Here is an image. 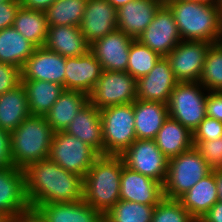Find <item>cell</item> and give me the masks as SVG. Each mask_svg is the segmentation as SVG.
<instances>
[{
	"label": "cell",
	"mask_w": 222,
	"mask_h": 222,
	"mask_svg": "<svg viewBox=\"0 0 222 222\" xmlns=\"http://www.w3.org/2000/svg\"><path fill=\"white\" fill-rule=\"evenodd\" d=\"M29 206L83 200V178L64 170L49 158L23 169Z\"/></svg>",
	"instance_id": "6da1fadb"
},
{
	"label": "cell",
	"mask_w": 222,
	"mask_h": 222,
	"mask_svg": "<svg viewBox=\"0 0 222 222\" xmlns=\"http://www.w3.org/2000/svg\"><path fill=\"white\" fill-rule=\"evenodd\" d=\"M166 5L174 15L182 40L222 41V15L215 0H172Z\"/></svg>",
	"instance_id": "7a4b0ae2"
},
{
	"label": "cell",
	"mask_w": 222,
	"mask_h": 222,
	"mask_svg": "<svg viewBox=\"0 0 222 222\" xmlns=\"http://www.w3.org/2000/svg\"><path fill=\"white\" fill-rule=\"evenodd\" d=\"M123 159L101 155L83 178V200L105 215L120 201V180Z\"/></svg>",
	"instance_id": "3957f363"
},
{
	"label": "cell",
	"mask_w": 222,
	"mask_h": 222,
	"mask_svg": "<svg viewBox=\"0 0 222 222\" xmlns=\"http://www.w3.org/2000/svg\"><path fill=\"white\" fill-rule=\"evenodd\" d=\"M54 133L45 116L27 117L10 133L14 166L23 170L29 164L48 158Z\"/></svg>",
	"instance_id": "277c9868"
},
{
	"label": "cell",
	"mask_w": 222,
	"mask_h": 222,
	"mask_svg": "<svg viewBox=\"0 0 222 222\" xmlns=\"http://www.w3.org/2000/svg\"><path fill=\"white\" fill-rule=\"evenodd\" d=\"M212 171L194 146L169 159L163 184L164 198L178 199Z\"/></svg>",
	"instance_id": "5b68a950"
},
{
	"label": "cell",
	"mask_w": 222,
	"mask_h": 222,
	"mask_svg": "<svg viewBox=\"0 0 222 222\" xmlns=\"http://www.w3.org/2000/svg\"><path fill=\"white\" fill-rule=\"evenodd\" d=\"M104 155L120 156L137 138L133 103L100 110Z\"/></svg>",
	"instance_id": "8992f818"
},
{
	"label": "cell",
	"mask_w": 222,
	"mask_h": 222,
	"mask_svg": "<svg viewBox=\"0 0 222 222\" xmlns=\"http://www.w3.org/2000/svg\"><path fill=\"white\" fill-rule=\"evenodd\" d=\"M207 95L199 82H178L167 104L169 117L193 133L206 117Z\"/></svg>",
	"instance_id": "52a82bcc"
},
{
	"label": "cell",
	"mask_w": 222,
	"mask_h": 222,
	"mask_svg": "<svg viewBox=\"0 0 222 222\" xmlns=\"http://www.w3.org/2000/svg\"><path fill=\"white\" fill-rule=\"evenodd\" d=\"M100 156L82 140L60 131L54 133L48 158L64 170L84 178Z\"/></svg>",
	"instance_id": "ba28073f"
},
{
	"label": "cell",
	"mask_w": 222,
	"mask_h": 222,
	"mask_svg": "<svg viewBox=\"0 0 222 222\" xmlns=\"http://www.w3.org/2000/svg\"><path fill=\"white\" fill-rule=\"evenodd\" d=\"M88 98L99 110L134 103L137 99V80L128 72L103 70Z\"/></svg>",
	"instance_id": "9c48e42d"
},
{
	"label": "cell",
	"mask_w": 222,
	"mask_h": 222,
	"mask_svg": "<svg viewBox=\"0 0 222 222\" xmlns=\"http://www.w3.org/2000/svg\"><path fill=\"white\" fill-rule=\"evenodd\" d=\"M120 157L129 169L164 184L169 159L158 148L155 139H136Z\"/></svg>",
	"instance_id": "30bf717a"
},
{
	"label": "cell",
	"mask_w": 222,
	"mask_h": 222,
	"mask_svg": "<svg viewBox=\"0 0 222 222\" xmlns=\"http://www.w3.org/2000/svg\"><path fill=\"white\" fill-rule=\"evenodd\" d=\"M211 43L182 40L166 56L177 82H199Z\"/></svg>",
	"instance_id": "8fae6325"
},
{
	"label": "cell",
	"mask_w": 222,
	"mask_h": 222,
	"mask_svg": "<svg viewBox=\"0 0 222 222\" xmlns=\"http://www.w3.org/2000/svg\"><path fill=\"white\" fill-rule=\"evenodd\" d=\"M137 40L161 57H166L182 41L174 15L166 4L157 10L154 19Z\"/></svg>",
	"instance_id": "7c38bea8"
},
{
	"label": "cell",
	"mask_w": 222,
	"mask_h": 222,
	"mask_svg": "<svg viewBox=\"0 0 222 222\" xmlns=\"http://www.w3.org/2000/svg\"><path fill=\"white\" fill-rule=\"evenodd\" d=\"M133 40L117 29L90 44L89 51L101 63L104 71L126 72Z\"/></svg>",
	"instance_id": "4fadbf2b"
},
{
	"label": "cell",
	"mask_w": 222,
	"mask_h": 222,
	"mask_svg": "<svg viewBox=\"0 0 222 222\" xmlns=\"http://www.w3.org/2000/svg\"><path fill=\"white\" fill-rule=\"evenodd\" d=\"M65 72L66 57L44 46L36 47L21 68V80L54 82L64 86L65 89Z\"/></svg>",
	"instance_id": "5bb4252c"
},
{
	"label": "cell",
	"mask_w": 222,
	"mask_h": 222,
	"mask_svg": "<svg viewBox=\"0 0 222 222\" xmlns=\"http://www.w3.org/2000/svg\"><path fill=\"white\" fill-rule=\"evenodd\" d=\"M177 83L169 60L161 57L146 76L137 80V99L168 104Z\"/></svg>",
	"instance_id": "9a60e30c"
},
{
	"label": "cell",
	"mask_w": 222,
	"mask_h": 222,
	"mask_svg": "<svg viewBox=\"0 0 222 222\" xmlns=\"http://www.w3.org/2000/svg\"><path fill=\"white\" fill-rule=\"evenodd\" d=\"M88 44L117 30V10L108 0H87L79 26Z\"/></svg>",
	"instance_id": "2e32d148"
},
{
	"label": "cell",
	"mask_w": 222,
	"mask_h": 222,
	"mask_svg": "<svg viewBox=\"0 0 222 222\" xmlns=\"http://www.w3.org/2000/svg\"><path fill=\"white\" fill-rule=\"evenodd\" d=\"M163 198V184L123 165L120 180V200L157 205Z\"/></svg>",
	"instance_id": "e0dca14e"
},
{
	"label": "cell",
	"mask_w": 222,
	"mask_h": 222,
	"mask_svg": "<svg viewBox=\"0 0 222 222\" xmlns=\"http://www.w3.org/2000/svg\"><path fill=\"white\" fill-rule=\"evenodd\" d=\"M28 207L23 170L0 169V216L8 220Z\"/></svg>",
	"instance_id": "ac0fdd59"
},
{
	"label": "cell",
	"mask_w": 222,
	"mask_h": 222,
	"mask_svg": "<svg viewBox=\"0 0 222 222\" xmlns=\"http://www.w3.org/2000/svg\"><path fill=\"white\" fill-rule=\"evenodd\" d=\"M102 71L101 63L90 51L80 57L66 58L65 90L89 95Z\"/></svg>",
	"instance_id": "d6986e66"
},
{
	"label": "cell",
	"mask_w": 222,
	"mask_h": 222,
	"mask_svg": "<svg viewBox=\"0 0 222 222\" xmlns=\"http://www.w3.org/2000/svg\"><path fill=\"white\" fill-rule=\"evenodd\" d=\"M158 0H133L117 9V28L133 39L144 32L162 6Z\"/></svg>",
	"instance_id": "ffe728a7"
},
{
	"label": "cell",
	"mask_w": 222,
	"mask_h": 222,
	"mask_svg": "<svg viewBox=\"0 0 222 222\" xmlns=\"http://www.w3.org/2000/svg\"><path fill=\"white\" fill-rule=\"evenodd\" d=\"M66 133L72 135L104 155V142L100 110L88 102L68 125Z\"/></svg>",
	"instance_id": "44dd1931"
},
{
	"label": "cell",
	"mask_w": 222,
	"mask_h": 222,
	"mask_svg": "<svg viewBox=\"0 0 222 222\" xmlns=\"http://www.w3.org/2000/svg\"><path fill=\"white\" fill-rule=\"evenodd\" d=\"M177 200L196 221H200L210 208L219 201L216 169L202 178Z\"/></svg>",
	"instance_id": "7402d4cb"
},
{
	"label": "cell",
	"mask_w": 222,
	"mask_h": 222,
	"mask_svg": "<svg viewBox=\"0 0 222 222\" xmlns=\"http://www.w3.org/2000/svg\"><path fill=\"white\" fill-rule=\"evenodd\" d=\"M44 47L63 57H80L89 51L90 45L79 26H49Z\"/></svg>",
	"instance_id": "603a6c76"
},
{
	"label": "cell",
	"mask_w": 222,
	"mask_h": 222,
	"mask_svg": "<svg viewBox=\"0 0 222 222\" xmlns=\"http://www.w3.org/2000/svg\"><path fill=\"white\" fill-rule=\"evenodd\" d=\"M47 222H104V215L84 200L35 206Z\"/></svg>",
	"instance_id": "cb8c5ba5"
},
{
	"label": "cell",
	"mask_w": 222,
	"mask_h": 222,
	"mask_svg": "<svg viewBox=\"0 0 222 222\" xmlns=\"http://www.w3.org/2000/svg\"><path fill=\"white\" fill-rule=\"evenodd\" d=\"M133 109L136 138L155 139L164 121L169 117L168 105L136 99Z\"/></svg>",
	"instance_id": "d4e9b609"
},
{
	"label": "cell",
	"mask_w": 222,
	"mask_h": 222,
	"mask_svg": "<svg viewBox=\"0 0 222 222\" xmlns=\"http://www.w3.org/2000/svg\"><path fill=\"white\" fill-rule=\"evenodd\" d=\"M89 102L88 95L72 90H64L52 108L45 115L54 132L65 131L78 112Z\"/></svg>",
	"instance_id": "484cf974"
},
{
	"label": "cell",
	"mask_w": 222,
	"mask_h": 222,
	"mask_svg": "<svg viewBox=\"0 0 222 222\" xmlns=\"http://www.w3.org/2000/svg\"><path fill=\"white\" fill-rule=\"evenodd\" d=\"M155 141L168 159L176 157L194 146L193 133L171 117L164 121Z\"/></svg>",
	"instance_id": "4316f807"
},
{
	"label": "cell",
	"mask_w": 222,
	"mask_h": 222,
	"mask_svg": "<svg viewBox=\"0 0 222 222\" xmlns=\"http://www.w3.org/2000/svg\"><path fill=\"white\" fill-rule=\"evenodd\" d=\"M25 88L22 83L0 96V128L10 133L30 117Z\"/></svg>",
	"instance_id": "83f0119b"
},
{
	"label": "cell",
	"mask_w": 222,
	"mask_h": 222,
	"mask_svg": "<svg viewBox=\"0 0 222 222\" xmlns=\"http://www.w3.org/2000/svg\"><path fill=\"white\" fill-rule=\"evenodd\" d=\"M32 116H45L63 93L64 86L40 80H21Z\"/></svg>",
	"instance_id": "f1b7e54d"
},
{
	"label": "cell",
	"mask_w": 222,
	"mask_h": 222,
	"mask_svg": "<svg viewBox=\"0 0 222 222\" xmlns=\"http://www.w3.org/2000/svg\"><path fill=\"white\" fill-rule=\"evenodd\" d=\"M36 46L13 26L0 30V62L22 68Z\"/></svg>",
	"instance_id": "f546056e"
},
{
	"label": "cell",
	"mask_w": 222,
	"mask_h": 222,
	"mask_svg": "<svg viewBox=\"0 0 222 222\" xmlns=\"http://www.w3.org/2000/svg\"><path fill=\"white\" fill-rule=\"evenodd\" d=\"M13 27L36 47L44 46L49 30L45 11L20 6Z\"/></svg>",
	"instance_id": "4dcf8cb0"
},
{
	"label": "cell",
	"mask_w": 222,
	"mask_h": 222,
	"mask_svg": "<svg viewBox=\"0 0 222 222\" xmlns=\"http://www.w3.org/2000/svg\"><path fill=\"white\" fill-rule=\"evenodd\" d=\"M87 0H56L45 10L49 26H80Z\"/></svg>",
	"instance_id": "1f68e13d"
},
{
	"label": "cell",
	"mask_w": 222,
	"mask_h": 222,
	"mask_svg": "<svg viewBox=\"0 0 222 222\" xmlns=\"http://www.w3.org/2000/svg\"><path fill=\"white\" fill-rule=\"evenodd\" d=\"M155 206L120 200L104 215V222H151Z\"/></svg>",
	"instance_id": "d6a6232c"
},
{
	"label": "cell",
	"mask_w": 222,
	"mask_h": 222,
	"mask_svg": "<svg viewBox=\"0 0 222 222\" xmlns=\"http://www.w3.org/2000/svg\"><path fill=\"white\" fill-rule=\"evenodd\" d=\"M199 83L207 91H222V41L211 43Z\"/></svg>",
	"instance_id": "836d02e7"
},
{
	"label": "cell",
	"mask_w": 222,
	"mask_h": 222,
	"mask_svg": "<svg viewBox=\"0 0 222 222\" xmlns=\"http://www.w3.org/2000/svg\"><path fill=\"white\" fill-rule=\"evenodd\" d=\"M161 59V56L134 39L130 45L127 71L136 80L146 76Z\"/></svg>",
	"instance_id": "e575fe53"
},
{
	"label": "cell",
	"mask_w": 222,
	"mask_h": 222,
	"mask_svg": "<svg viewBox=\"0 0 222 222\" xmlns=\"http://www.w3.org/2000/svg\"><path fill=\"white\" fill-rule=\"evenodd\" d=\"M151 222H197L177 199L163 198L154 208Z\"/></svg>",
	"instance_id": "d590c367"
},
{
	"label": "cell",
	"mask_w": 222,
	"mask_h": 222,
	"mask_svg": "<svg viewBox=\"0 0 222 222\" xmlns=\"http://www.w3.org/2000/svg\"><path fill=\"white\" fill-rule=\"evenodd\" d=\"M194 147L213 169H222V137L216 140H193Z\"/></svg>",
	"instance_id": "8d00e7d4"
},
{
	"label": "cell",
	"mask_w": 222,
	"mask_h": 222,
	"mask_svg": "<svg viewBox=\"0 0 222 222\" xmlns=\"http://www.w3.org/2000/svg\"><path fill=\"white\" fill-rule=\"evenodd\" d=\"M222 137V122L206 116L193 132V140H216Z\"/></svg>",
	"instance_id": "74e56055"
},
{
	"label": "cell",
	"mask_w": 222,
	"mask_h": 222,
	"mask_svg": "<svg viewBox=\"0 0 222 222\" xmlns=\"http://www.w3.org/2000/svg\"><path fill=\"white\" fill-rule=\"evenodd\" d=\"M21 84V69L0 62V96Z\"/></svg>",
	"instance_id": "f35d334b"
},
{
	"label": "cell",
	"mask_w": 222,
	"mask_h": 222,
	"mask_svg": "<svg viewBox=\"0 0 222 222\" xmlns=\"http://www.w3.org/2000/svg\"><path fill=\"white\" fill-rule=\"evenodd\" d=\"M20 6V0H9L5 3H0V30L13 26Z\"/></svg>",
	"instance_id": "ab89813d"
},
{
	"label": "cell",
	"mask_w": 222,
	"mask_h": 222,
	"mask_svg": "<svg viewBox=\"0 0 222 222\" xmlns=\"http://www.w3.org/2000/svg\"><path fill=\"white\" fill-rule=\"evenodd\" d=\"M14 166L11 153V135L0 128V169Z\"/></svg>",
	"instance_id": "60d3db41"
},
{
	"label": "cell",
	"mask_w": 222,
	"mask_h": 222,
	"mask_svg": "<svg viewBox=\"0 0 222 222\" xmlns=\"http://www.w3.org/2000/svg\"><path fill=\"white\" fill-rule=\"evenodd\" d=\"M206 116L222 122V91H208Z\"/></svg>",
	"instance_id": "b9f144b4"
},
{
	"label": "cell",
	"mask_w": 222,
	"mask_h": 222,
	"mask_svg": "<svg viewBox=\"0 0 222 222\" xmlns=\"http://www.w3.org/2000/svg\"><path fill=\"white\" fill-rule=\"evenodd\" d=\"M6 222H47L42 213L35 207L29 206L17 213Z\"/></svg>",
	"instance_id": "7bdbcfd3"
},
{
	"label": "cell",
	"mask_w": 222,
	"mask_h": 222,
	"mask_svg": "<svg viewBox=\"0 0 222 222\" xmlns=\"http://www.w3.org/2000/svg\"><path fill=\"white\" fill-rule=\"evenodd\" d=\"M198 222H222V201H217Z\"/></svg>",
	"instance_id": "ee69618b"
},
{
	"label": "cell",
	"mask_w": 222,
	"mask_h": 222,
	"mask_svg": "<svg viewBox=\"0 0 222 222\" xmlns=\"http://www.w3.org/2000/svg\"><path fill=\"white\" fill-rule=\"evenodd\" d=\"M56 0H20L21 6L27 9L45 11Z\"/></svg>",
	"instance_id": "f6af8a7d"
},
{
	"label": "cell",
	"mask_w": 222,
	"mask_h": 222,
	"mask_svg": "<svg viewBox=\"0 0 222 222\" xmlns=\"http://www.w3.org/2000/svg\"><path fill=\"white\" fill-rule=\"evenodd\" d=\"M216 182L218 198L222 201V169H216Z\"/></svg>",
	"instance_id": "bcb514c9"
},
{
	"label": "cell",
	"mask_w": 222,
	"mask_h": 222,
	"mask_svg": "<svg viewBox=\"0 0 222 222\" xmlns=\"http://www.w3.org/2000/svg\"><path fill=\"white\" fill-rule=\"evenodd\" d=\"M133 0H108V2L117 10L121 6L127 4L128 2H131Z\"/></svg>",
	"instance_id": "7dc6e473"
},
{
	"label": "cell",
	"mask_w": 222,
	"mask_h": 222,
	"mask_svg": "<svg viewBox=\"0 0 222 222\" xmlns=\"http://www.w3.org/2000/svg\"><path fill=\"white\" fill-rule=\"evenodd\" d=\"M217 7L220 10V13L222 15V0H215Z\"/></svg>",
	"instance_id": "c3c4849f"
},
{
	"label": "cell",
	"mask_w": 222,
	"mask_h": 222,
	"mask_svg": "<svg viewBox=\"0 0 222 222\" xmlns=\"http://www.w3.org/2000/svg\"><path fill=\"white\" fill-rule=\"evenodd\" d=\"M161 4H167L168 2L172 1V0H158Z\"/></svg>",
	"instance_id": "681fc988"
},
{
	"label": "cell",
	"mask_w": 222,
	"mask_h": 222,
	"mask_svg": "<svg viewBox=\"0 0 222 222\" xmlns=\"http://www.w3.org/2000/svg\"><path fill=\"white\" fill-rule=\"evenodd\" d=\"M6 220L2 217V216H0V222H5Z\"/></svg>",
	"instance_id": "f907efd6"
},
{
	"label": "cell",
	"mask_w": 222,
	"mask_h": 222,
	"mask_svg": "<svg viewBox=\"0 0 222 222\" xmlns=\"http://www.w3.org/2000/svg\"><path fill=\"white\" fill-rule=\"evenodd\" d=\"M7 1H9V0H0V3H5Z\"/></svg>",
	"instance_id": "816d5d0a"
}]
</instances>
